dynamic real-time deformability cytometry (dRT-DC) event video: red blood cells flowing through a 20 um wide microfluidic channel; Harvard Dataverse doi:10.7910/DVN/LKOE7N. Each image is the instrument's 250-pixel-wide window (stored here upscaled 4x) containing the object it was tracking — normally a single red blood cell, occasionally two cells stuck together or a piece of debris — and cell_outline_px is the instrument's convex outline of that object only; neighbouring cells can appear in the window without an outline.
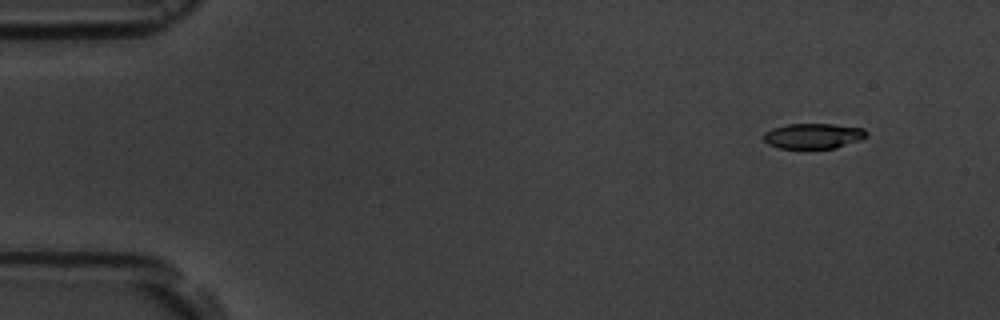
{"species": "common noctule bat (a hibernating species)", "species_latin": "Nyctalus noctula", "temperature_condition": "room temperature", "stored_images_in_passage": 6, "camera_frame_rate_fps": 3000, "um_per_image_px": 0.085, "animal": {"sex": "male", "body_mass_g": 19.5, "forearm_length_mm": 54.6}, "frame": {"image": 1, "passage_image": 2, "time_ms": 1.0, "image_size_px": [1000, 320], "cell_outline_px": [[868, 136], [860, 140], [836, 148], [780, 148], [768, 144], [764, 140], [764, 132], [772, 128], [788, 124], [832, 124], [864, 128], [868, 132]], "centroid_in_image_um": [69.15, 11.55], "position_along_channel_um": 15.8, "area_um2": 15.2}}
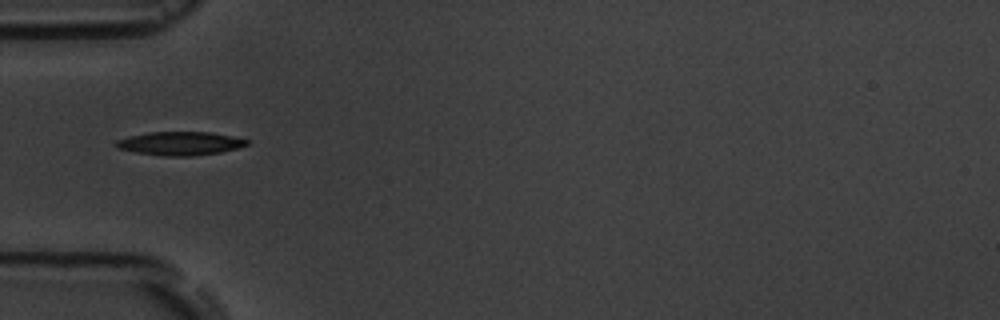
{"frame": {"image": 2, "passage_image": 5, "time_ms": 5.333, "image_size_px": [1000, 320], "cell_outline_px": [[248, 144], [236, 148], [220, 152], [192, 156], [164, 156], [136, 152], [116, 148], [112, 144], [116, 140], [128, 136], [148, 132], [208, 132], [232, 136], [248, 140]], "centroid_in_image_um": [15.23, 12.19], "position_along_channel_um": 69.8, "area_um2": 17.92}}
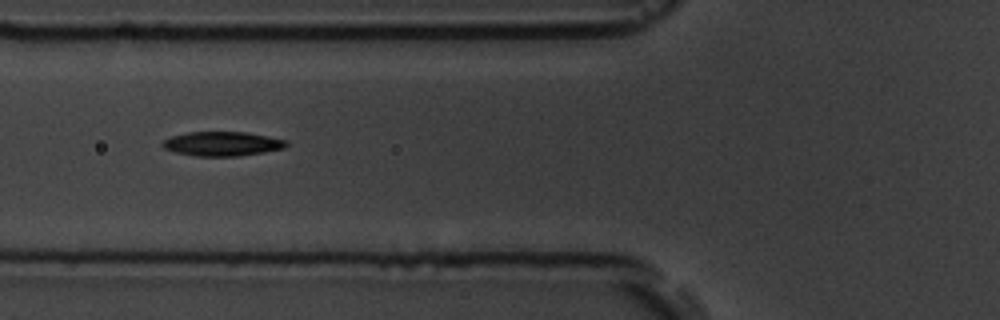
{"frame": {"image": 3, "passage_image": 6, "time_ms": 6.333, "image_size_px": [1000, 320], "cell_outline_px": [[288, 144], [284, 148], [264, 152], [236, 156], [196, 156], [176, 152], [164, 148], [160, 144], [164, 140], [172, 136], [188, 132], [244, 132], [268, 136], [288, 140]], "centroid_in_image_um": [18.9, 12.22], "position_along_channel_um": 106.9, "area_um2": 17.46}}